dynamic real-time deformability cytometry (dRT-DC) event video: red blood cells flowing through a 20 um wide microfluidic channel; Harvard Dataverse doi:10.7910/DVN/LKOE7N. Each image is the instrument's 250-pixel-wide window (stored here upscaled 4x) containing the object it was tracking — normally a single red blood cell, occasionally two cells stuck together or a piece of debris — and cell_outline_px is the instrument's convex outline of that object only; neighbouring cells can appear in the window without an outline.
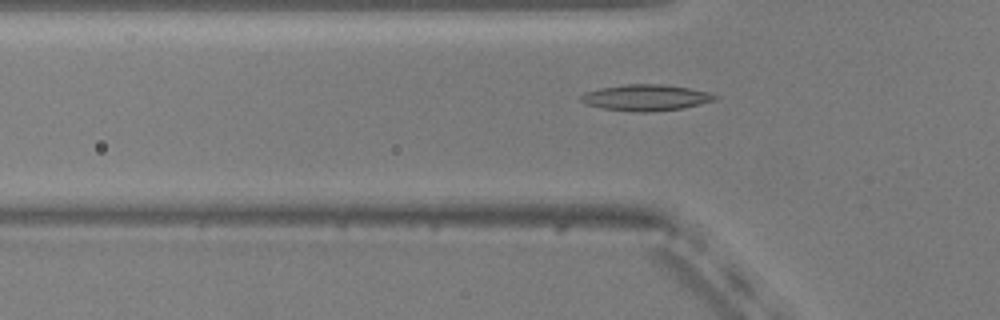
{"species": "common noctule bat (a hibernating species)", "species_latin": "Nyctalus noctula", "temperature_condition": "warm", "stored_images_in_passage": 49, "camera_frame_rate_fps": 3000, "um_per_image_px": 0.085, "animal": {"sex": "male", "body_mass_g": 20.5, "forearm_length_mm": 52.5}, "frame": {"image": 1, "passage_image": 12, "time_ms": 3.667, "image_size_px": [1000, 320], "cell_outline_px": [[720, 96], [716, 100], [684, 108], [648, 112], [604, 108], [588, 104], [580, 100], [580, 96], [588, 92], [600, 88], [624, 84], [664, 84], [688, 88], [708, 92]], "centroid_in_image_um": [54.97, 8.28], "position_along_channel_um": 70.8, "area_um2": 20.11}}
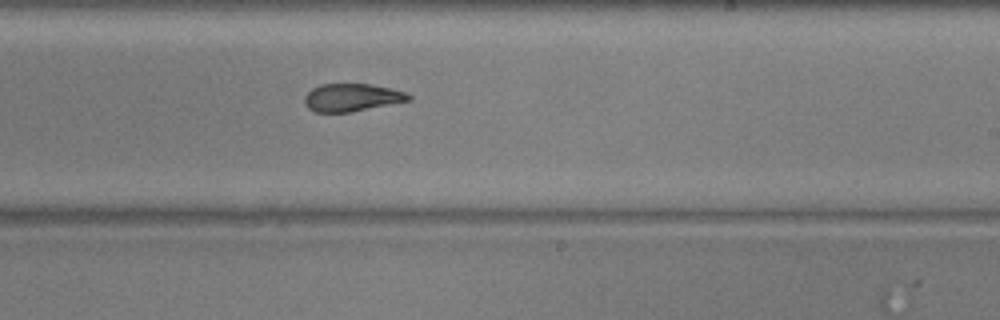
{"frame": {"image": 2, "passage_image": 27, "time_ms": 8.667, "image_size_px": [1000, 320], "cell_outline_px": [[412, 100], [352, 112], [316, 112], [308, 108], [304, 104], [304, 96], [312, 88], [320, 84], [368, 84], [388, 88], [404, 92], [412, 96]], "centroid_in_image_um": [29.88, 8.29], "position_along_channel_um": 259.1, "area_um2": 16.82}}
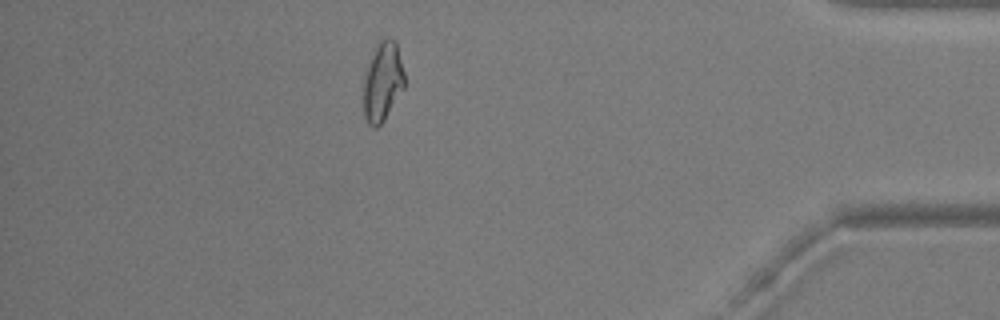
{"frame": {"image": 3, "passage_image": 42, "time_ms": 13.667, "image_size_px": [1000, 320], "cell_outline_px": [[404, 88], [384, 120], [376, 128], [372, 128], [368, 124], [364, 116], [364, 76], [372, 52], [380, 40], [384, 36], [388, 36], [396, 40], [404, 72]], "centroid_in_image_um": [32.53, 6.91], "position_along_channel_um": 402.7, "area_um2": 19.07}, "authors_computed_cell_mechanics": {"area_um2": 18.5538, "velocity_mm_per_s": 3.7423, "shape_relaxation_time_tau1_ms": null, "shape_relaxation_time_tau2_ms": 2.0554, "deformation_change_tau1": null, "deformation_change_tau2": 0.0968}}